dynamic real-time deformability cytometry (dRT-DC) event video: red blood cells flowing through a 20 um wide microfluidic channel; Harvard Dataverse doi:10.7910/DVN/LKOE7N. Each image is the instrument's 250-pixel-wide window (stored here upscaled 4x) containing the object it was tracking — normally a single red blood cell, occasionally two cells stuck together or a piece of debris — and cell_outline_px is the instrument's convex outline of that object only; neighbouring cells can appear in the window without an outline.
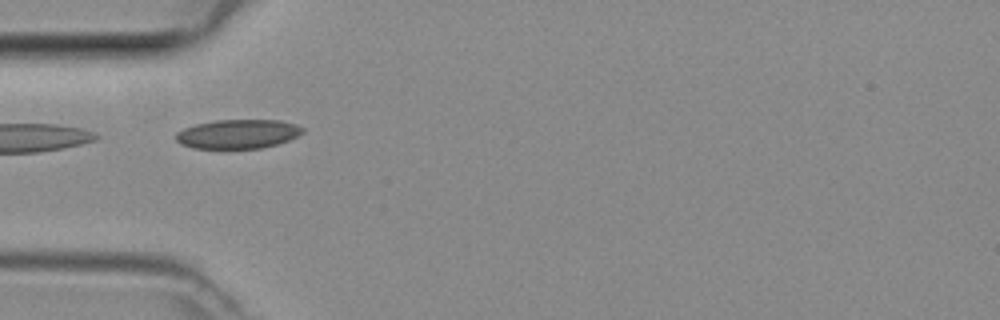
{"species": "common noctule bat (a hibernating species)", "species_latin": "Nyctalus noctula", "temperature_condition": "room temperature", "stored_images_in_passage": 5, "camera_frame_rate_fps": 3000, "um_per_image_px": 0.085, "animal": {"sex": "female", "body_mass_g": 29.2, "forearm_length_mm": 56.3}, "frame": {"image": 1, "passage_image": 1, "time_ms": 0.0, "image_size_px": [1000, 320], "cell_outline_px": [[304, 132], [288, 140], [276, 144], [260, 148], [192, 148], [180, 144], [176, 140], [176, 132], [184, 128], [196, 124], [216, 120], [280, 120], [296, 124], [304, 128]], "centroid_in_image_um": [20.21, 11.38], "position_along_channel_um": 64.8, "area_um2": 21.44}}